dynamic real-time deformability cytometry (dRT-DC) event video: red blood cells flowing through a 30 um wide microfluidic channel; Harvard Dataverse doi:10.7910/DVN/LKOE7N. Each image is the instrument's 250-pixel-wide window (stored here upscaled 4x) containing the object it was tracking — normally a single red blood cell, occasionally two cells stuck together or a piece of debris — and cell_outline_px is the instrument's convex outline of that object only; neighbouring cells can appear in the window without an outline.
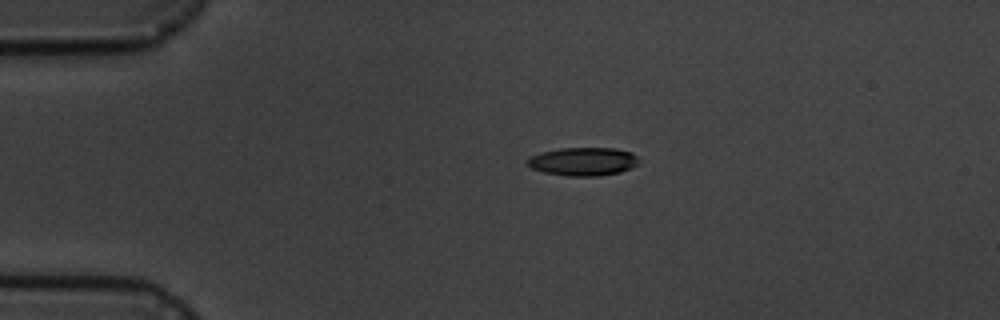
{"species": "common noctule bat (a hibernating species)", "species_latin": "Nyctalus noctula", "temperature_condition": "cold", "stored_images_in_passage": 13, "camera_frame_rate_fps": 3000, "um_per_image_px": 0.085, "animal": {"sex": "male", "body_mass_g": 19.5, "forearm_length_mm": 54.6}, "frame": {"image": 1, "passage_image": 1, "time_ms": 0.0, "image_size_px": [1000, 320], "cell_outline_px": [[640, 164], [632, 168], [620, 172], [596, 176], [568, 176], [544, 172], [532, 168], [524, 164], [532, 156], [540, 152], [560, 148], [616, 148], [632, 152], [636, 156]], "centroid_in_image_um": [49.59, 13.72], "position_along_channel_um": 35.4, "area_um2": 18.5}}
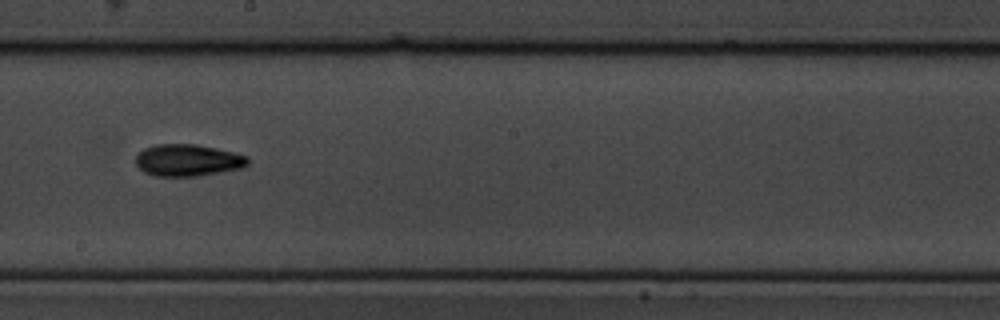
{"frame": {"image": 2, "passage_image": 7, "time_ms": 6.667, "image_size_px": [1000, 320], "cell_outline_px": [[248, 164], [240, 168], [196, 176], [152, 176], [144, 172], [136, 164], [136, 156], [144, 148], [156, 144], [196, 144], [216, 148], [248, 156]], "centroid_in_image_um": [15.93, 13.61], "position_along_channel_um": 232.3, "area_um2": 20.69}}
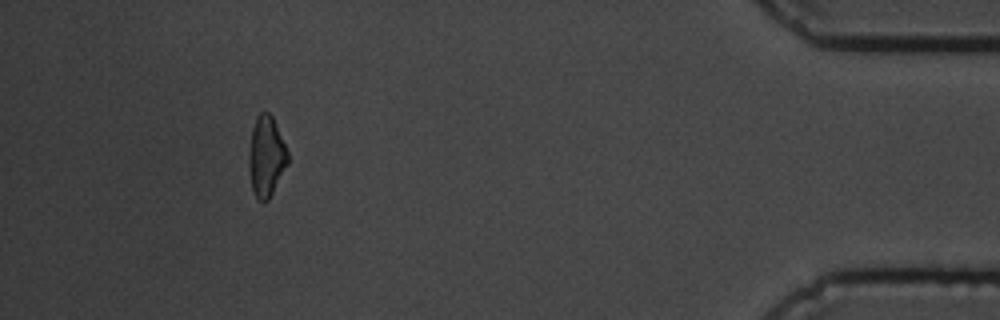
{"frame": {"image": 3, "passage_image": 12, "time_ms": 13.333, "image_size_px": [1000, 320], "cell_outline_px": [[288, 164], [268, 200], [264, 204], [256, 196], [252, 188], [248, 168], [248, 156], [252, 128], [256, 116], [260, 112], [268, 112], [272, 116], [288, 152]], "centroid_in_image_um": [22.62, 13.3], "position_along_channel_um": 412.6, "area_um2": 18.21}, "authors_computed_cell_mechanics": {"area_um2": 19.0162, "velocity_mm_per_s": 3.5769, "shape_relaxation_time_tau1_ms": 2.9102, "shape_relaxation_time_tau2_ms": null, "deformation_change_tau1": 0.1336, "deformation_change_tau2": null}}